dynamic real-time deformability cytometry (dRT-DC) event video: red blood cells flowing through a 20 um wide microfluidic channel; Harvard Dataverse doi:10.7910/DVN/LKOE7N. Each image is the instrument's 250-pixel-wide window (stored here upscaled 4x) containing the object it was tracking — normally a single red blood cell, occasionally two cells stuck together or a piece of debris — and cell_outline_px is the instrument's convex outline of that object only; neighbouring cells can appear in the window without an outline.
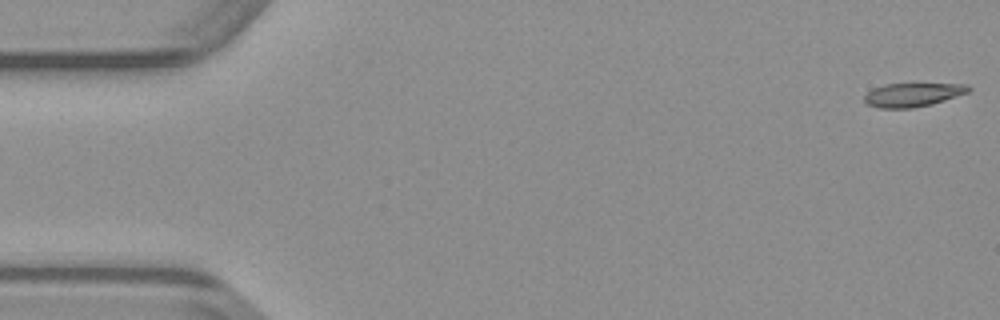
{"species": "common noctule bat (a hibernating species)", "species_latin": "Nyctalus noctula", "temperature_condition": "warm", "stored_images_in_passage": 15, "camera_frame_rate_fps": 3000, "um_per_image_px": 0.085, "animal": {"sex": "male", "body_mass_g": 23.1, "forearm_length_mm": 52.7}, "frame": {"image": 1, "passage_image": 1, "time_ms": 0.0, "image_size_px": [1000, 320], "cell_outline_px": [[972, 88], [968, 92], [932, 104], [912, 108], [880, 108], [868, 104], [864, 100], [864, 96], [872, 88], [884, 84], [912, 80], [968, 84]], "centroid_in_image_um": [77.63, 7.97], "position_along_channel_um": 7.4, "area_um2": 15.49}}